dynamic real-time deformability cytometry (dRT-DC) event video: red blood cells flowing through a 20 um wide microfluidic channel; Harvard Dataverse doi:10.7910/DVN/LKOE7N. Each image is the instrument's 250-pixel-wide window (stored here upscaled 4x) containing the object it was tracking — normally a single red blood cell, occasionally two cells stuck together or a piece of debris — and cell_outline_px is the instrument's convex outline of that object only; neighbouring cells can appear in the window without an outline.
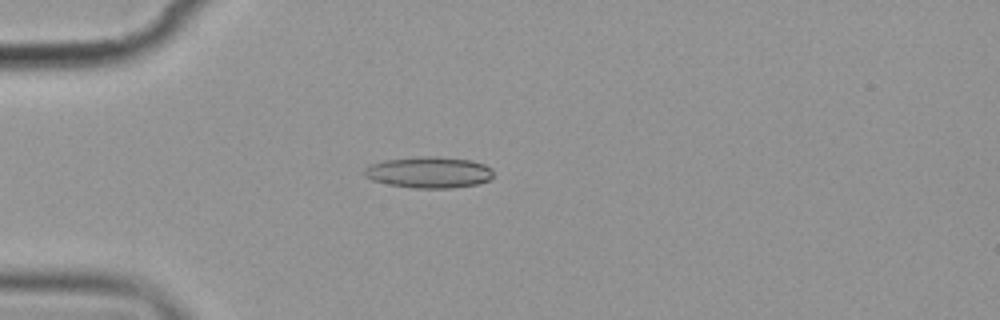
{"species": "common noctule bat (a hibernating species)", "species_latin": "Nyctalus noctula", "temperature_condition": "cold", "stored_images_in_passage": 6, "camera_frame_rate_fps": 3000, "um_per_image_px": 0.085, "animal": {"sex": "female", "body_mass_g": 19.9}, "frame": {"image": 1, "passage_image": 4, "time_ms": 3.667, "image_size_px": [1000, 320], "cell_outline_px": [[492, 176], [488, 180], [476, 184], [452, 188], [412, 188], [388, 184], [372, 180], [364, 176], [364, 168], [368, 164], [384, 160], [424, 156], [436, 156], [472, 160], [484, 164], [492, 168]], "centroid_in_image_um": [36.43, 14.64], "position_along_channel_um": 48.6, "area_um2": 23.64}}
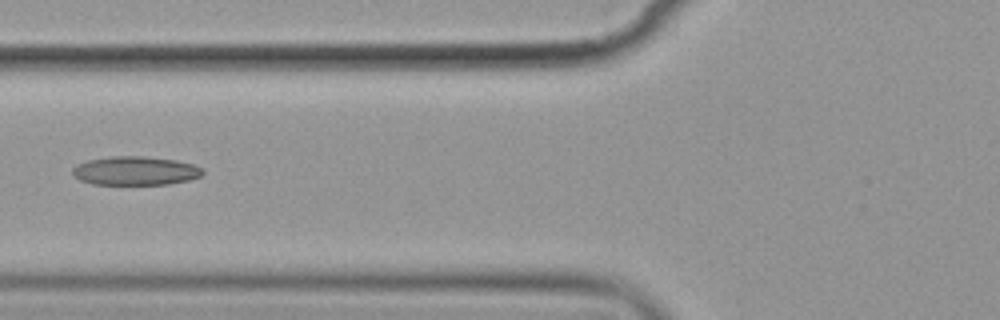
{"frame": {"image": 2, "passage_image": 6, "time_ms": 6.0, "image_size_px": [1000, 320], "cell_outline_px": [[204, 172], [200, 176], [188, 180], [168, 184], [92, 184], [80, 180], [72, 176], [72, 168], [76, 164], [88, 160], [112, 156], [144, 156], [176, 160], [192, 164], [200, 168]], "centroid_in_image_um": [11.45, 14.51], "position_along_channel_um": 114.3, "area_um2": 21.79}}